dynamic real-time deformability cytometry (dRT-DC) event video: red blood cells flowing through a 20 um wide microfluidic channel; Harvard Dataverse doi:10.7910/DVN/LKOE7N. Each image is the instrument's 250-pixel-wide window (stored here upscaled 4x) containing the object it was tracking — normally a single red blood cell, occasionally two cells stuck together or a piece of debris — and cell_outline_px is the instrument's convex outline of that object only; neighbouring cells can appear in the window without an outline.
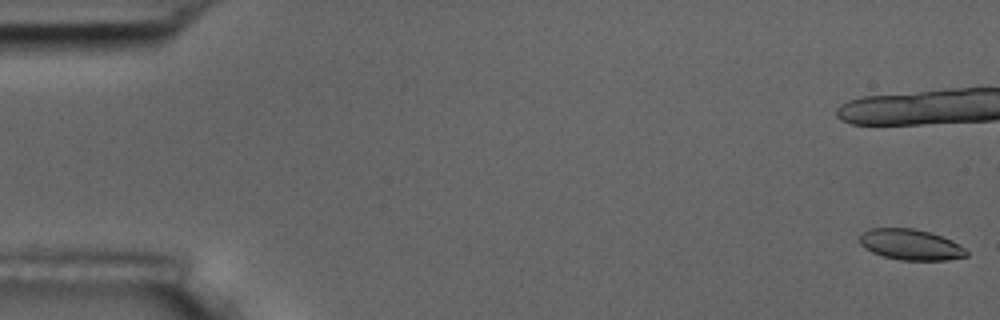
{"species": "common noctule bat (a hibernating species)", "species_latin": "Nyctalus noctula", "temperature_condition": "room temperature", "stored_images_in_passage": 36, "camera_frame_rate_fps": 3000, "um_per_image_px": 0.085, "animal": {"sex": "male", "body_mass_g": 17.5, "forearm_length_mm": 52.3}, "frame": {"image": 1, "passage_image": 1, "time_ms": 0.0, "image_size_px": [1000, 320], "cell_outline_px": [[968, 256], [948, 260], [900, 260], [884, 256], [872, 252], [864, 248], [860, 244], [860, 232], [868, 228], [912, 228], [928, 232], [952, 240], [964, 248], [968, 252]], "centroid_in_image_um": [77.38, 20.79], "position_along_channel_um": 7.6, "area_um2": 19.19}}